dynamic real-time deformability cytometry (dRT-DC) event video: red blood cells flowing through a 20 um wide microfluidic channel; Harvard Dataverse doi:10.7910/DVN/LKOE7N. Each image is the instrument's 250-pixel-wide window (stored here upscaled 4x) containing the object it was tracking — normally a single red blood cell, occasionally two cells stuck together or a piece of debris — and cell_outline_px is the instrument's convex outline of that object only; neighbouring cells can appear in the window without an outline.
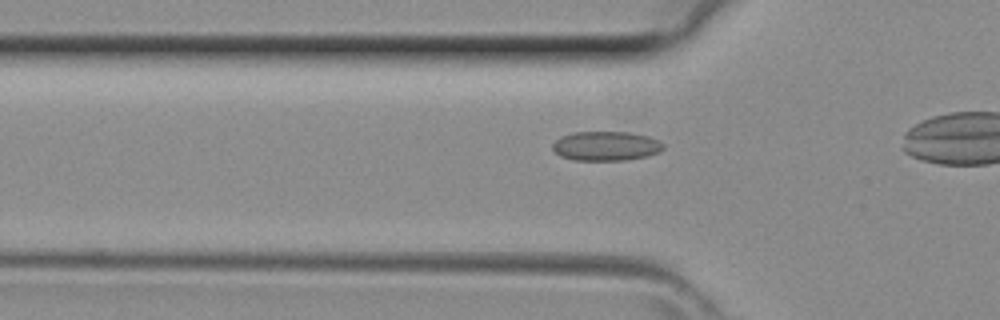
{"species": "common noctule bat (a hibernating species)", "species_latin": "Nyctalus noctula", "temperature_condition": "room temperature", "stored_images_in_passage": 13, "camera_frame_rate_fps": 3000, "um_per_image_px": 0.085, "animal": {"sex": "female", "body_mass_g": 29.2, "forearm_length_mm": 56.3}, "frame": {"image": 1, "passage_image": 6, "time_ms": 1.667, "image_size_px": [1000, 320], "cell_outline_px": [[664, 148], [660, 152], [648, 156], [624, 160], [572, 160], [560, 156], [552, 148], [552, 144], [560, 136], [572, 132], [628, 132], [648, 136], [664, 144]], "centroid_in_image_um": [51.49, 12.41], "position_along_channel_um": 74.3, "area_um2": 19.02}}